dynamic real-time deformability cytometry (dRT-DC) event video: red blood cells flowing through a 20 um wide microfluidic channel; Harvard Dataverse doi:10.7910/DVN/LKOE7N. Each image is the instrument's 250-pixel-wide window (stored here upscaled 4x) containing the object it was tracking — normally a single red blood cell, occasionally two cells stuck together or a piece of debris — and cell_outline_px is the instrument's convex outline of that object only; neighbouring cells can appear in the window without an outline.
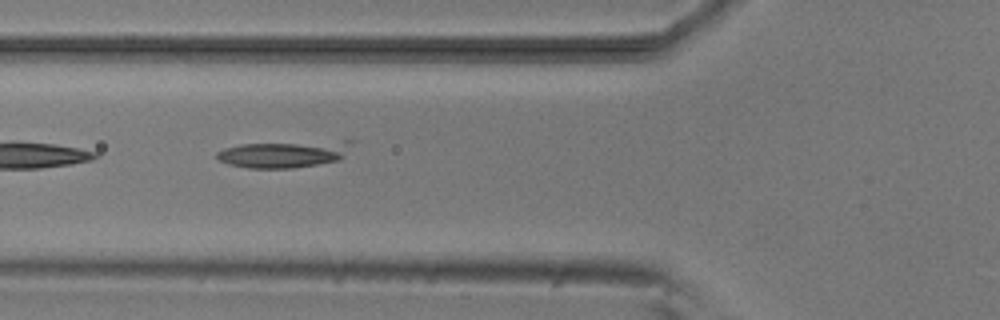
{"species": "common noctule bat (a hibernating species)", "species_latin": "Nyctalus noctula", "temperature_condition": "room temperature", "stored_images_in_passage": 3, "camera_frame_rate_fps": 3000, "um_per_image_px": 0.085, "animal": {"sex": "male", "body_mass_g": 20.5, "forearm_length_mm": 52.5}, "frame": {"image": 1, "passage_image": 3, "time_ms": 2.333, "image_size_px": [1000, 320], "cell_outline_px": [[356, 140], [344, 156], [340, 160], [292, 168], [248, 168], [228, 164], [220, 160], [216, 156], [216, 152], [224, 148], [240, 144], [344, 140]], "centroid_in_image_um": [24.18, 13.08], "position_along_channel_um": 101.6, "area_um2": 21.21}}